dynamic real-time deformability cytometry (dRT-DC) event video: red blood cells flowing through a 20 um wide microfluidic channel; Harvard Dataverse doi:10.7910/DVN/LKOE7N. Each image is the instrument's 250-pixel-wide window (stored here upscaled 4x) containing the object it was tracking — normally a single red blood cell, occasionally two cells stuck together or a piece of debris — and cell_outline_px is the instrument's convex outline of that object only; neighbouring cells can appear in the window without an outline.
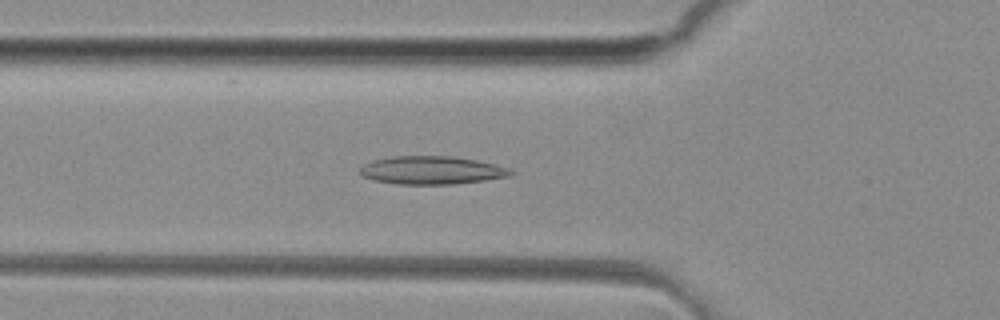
{"species": "common noctule bat (a hibernating species)", "species_latin": "Nyctalus noctula", "temperature_condition": "room temperature", "stored_images_in_passage": 49, "camera_frame_rate_fps": 3000, "um_per_image_px": 0.085, "animal": {"sex": "female", "body_mass_g": 29.2, "forearm_length_mm": 56.3}, "frame": {"image": 1, "passage_image": 17, "time_ms": 5.333, "image_size_px": [1000, 320], "cell_outline_px": [[516, 172], [512, 176], [456, 184], [396, 184], [376, 180], [364, 176], [360, 172], [360, 168], [364, 164], [372, 160], [392, 156], [452, 156], [476, 160], [496, 164], [508, 168]], "centroid_in_image_um": [36.74, 14.47], "position_along_channel_um": 89.1, "area_um2": 24.74}}
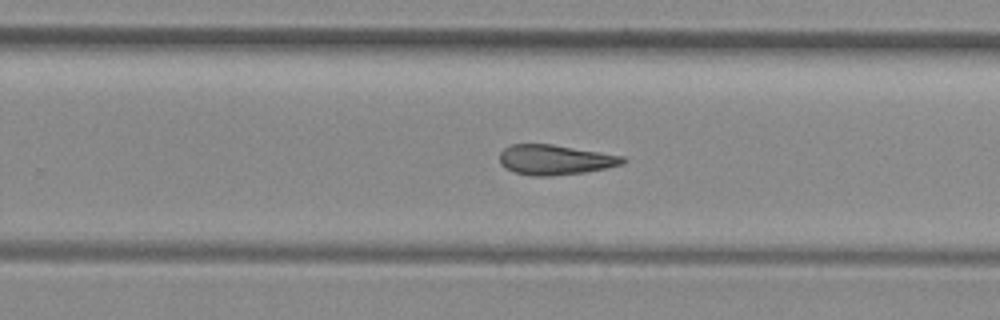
{"frame": {"image": 2, "passage_image": 31, "time_ms": 10.0, "image_size_px": [1000, 320], "cell_outline_px": [[628, 160], [624, 164], [584, 172], [552, 176], [528, 176], [512, 172], [504, 168], [500, 164], [500, 152], [504, 148], [512, 144], [552, 144], [624, 156]], "centroid_in_image_um": [47.15, 13.59], "position_along_channel_um": 282.6, "area_um2": 21.73}}
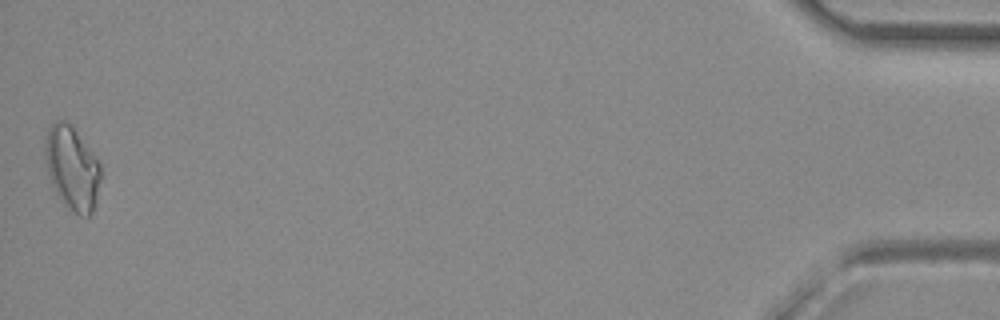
{"frame": {"image": 3, "passage_image": 49, "time_ms": 16.0, "image_size_px": [1000, 320], "cell_outline_px": [[100, 180], [96, 204], [92, 212], [88, 216], [80, 216], [68, 212], [56, 192], [52, 184], [44, 160], [44, 148], [48, 132], [52, 124], [56, 120], [64, 120], [72, 128], [100, 164]], "centroid_in_image_um": [6.11, 14.38], "position_along_channel_um": 429.1, "area_um2": 26.76}}